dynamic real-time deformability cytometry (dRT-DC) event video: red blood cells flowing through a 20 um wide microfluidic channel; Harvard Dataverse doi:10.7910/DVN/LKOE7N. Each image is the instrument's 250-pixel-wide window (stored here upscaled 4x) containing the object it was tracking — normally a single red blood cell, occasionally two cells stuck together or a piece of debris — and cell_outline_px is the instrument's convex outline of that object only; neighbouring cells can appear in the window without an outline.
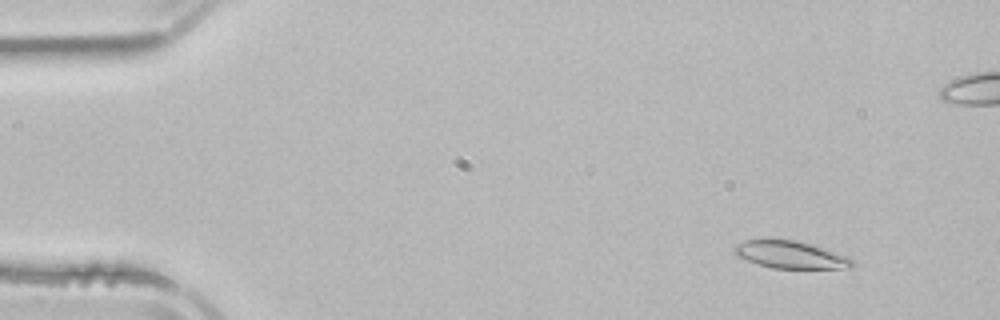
{"species": "common noctule bat (a hibernating species)", "species_latin": "Nyctalus noctula", "temperature_condition": "room temperature", "stored_images_in_passage": 6, "camera_frame_rate_fps": 3000, "um_per_image_px": 0.085, "animal": {"sex": "male", "body_mass_g": 21.5, "forearm_length_mm": 52.0}, "frame": {"image": 1, "passage_image": 2, "time_ms": 1.333, "image_size_px": [1000, 320], "cell_outline_px": [[856, 264], [852, 268], [772, 268], [736, 256], [732, 252], [732, 248], [736, 244], [744, 240], [796, 240], [812, 244], [848, 256]], "centroid_in_image_um": [67.2, 21.65], "position_along_channel_um": 17.8, "area_um2": 18.79}}